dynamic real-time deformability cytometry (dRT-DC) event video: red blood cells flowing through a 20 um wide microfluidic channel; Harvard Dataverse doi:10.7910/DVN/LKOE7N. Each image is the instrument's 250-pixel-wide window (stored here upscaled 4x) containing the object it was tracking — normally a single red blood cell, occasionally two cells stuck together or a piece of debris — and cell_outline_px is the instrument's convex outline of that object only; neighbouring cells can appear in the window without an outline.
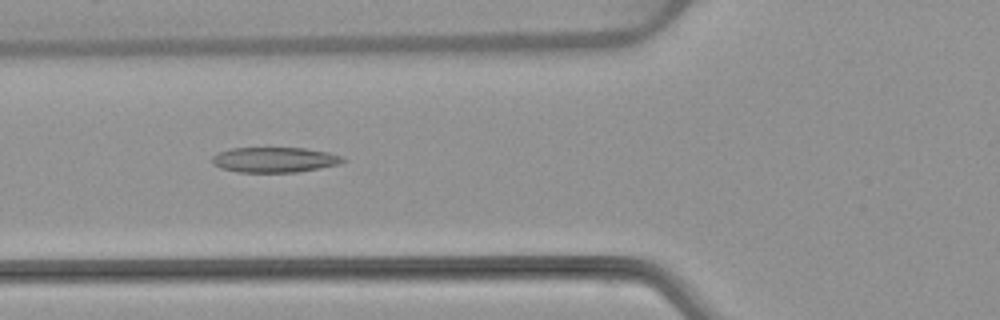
{"species": "common noctule bat (a hibernating species)", "species_latin": "Nyctalus noctula", "temperature_condition": "warm", "stored_images_in_passage": 53, "camera_frame_rate_fps": 3000, "um_per_image_px": 0.085, "animal": {"sex": "female", "body_mass_g": 22.7, "forearm_length_mm": 54.2}, "frame": {"image": 1, "passage_image": 20, "time_ms": 6.333, "image_size_px": [1000, 320], "cell_outline_px": [[348, 160], [340, 164], [320, 168], [296, 172], [236, 172], [220, 168], [212, 164], [212, 156], [216, 152], [232, 148], [304, 148], [328, 152], [344, 156]], "centroid_in_image_um": [23.34, 13.58], "position_along_channel_um": 102.5, "area_um2": 19.48}}
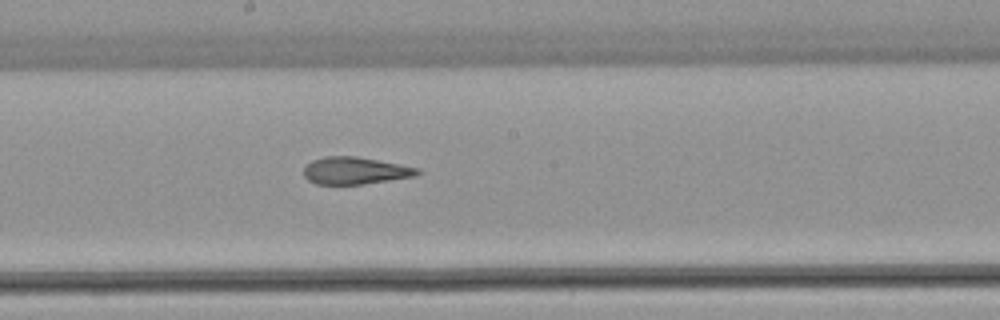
{"frame": {"image": 2, "passage_image": 29, "time_ms": 9.333, "image_size_px": [1000, 320], "cell_outline_px": [[420, 172], [416, 176], [360, 184], [316, 184], [308, 180], [304, 176], [304, 168], [312, 160], [324, 156], [356, 156], [420, 168]], "centroid_in_image_um": [30.17, 14.5], "position_along_channel_um": 218.0, "area_um2": 17.86}}
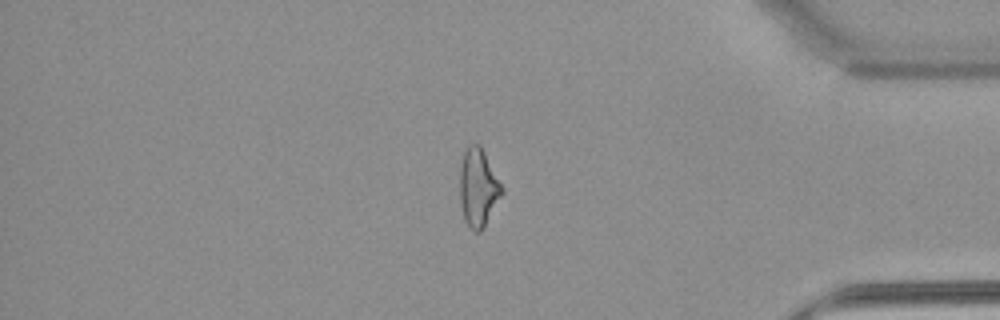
{"frame": {"image": 3, "passage_image": 45, "time_ms": 14.667, "image_size_px": [1000, 320], "cell_outline_px": [[504, 192], [484, 228], [480, 232], [472, 232], [464, 220], [460, 200], [460, 168], [464, 152], [472, 144], [480, 144], [504, 188]], "centroid_in_image_um": [40.66, 16.0], "position_along_channel_um": 394.5, "area_um2": 19.25}, "authors_computed_cell_mechanics": {"area_um2": 19.7676, "velocity_mm_per_s": 3.8435, "shape_relaxation_time_tau1_ms": null, "shape_relaxation_time_tau2_ms": 2.7823, "deformation_change_tau1": null, "deformation_change_tau2": 0.1283}}